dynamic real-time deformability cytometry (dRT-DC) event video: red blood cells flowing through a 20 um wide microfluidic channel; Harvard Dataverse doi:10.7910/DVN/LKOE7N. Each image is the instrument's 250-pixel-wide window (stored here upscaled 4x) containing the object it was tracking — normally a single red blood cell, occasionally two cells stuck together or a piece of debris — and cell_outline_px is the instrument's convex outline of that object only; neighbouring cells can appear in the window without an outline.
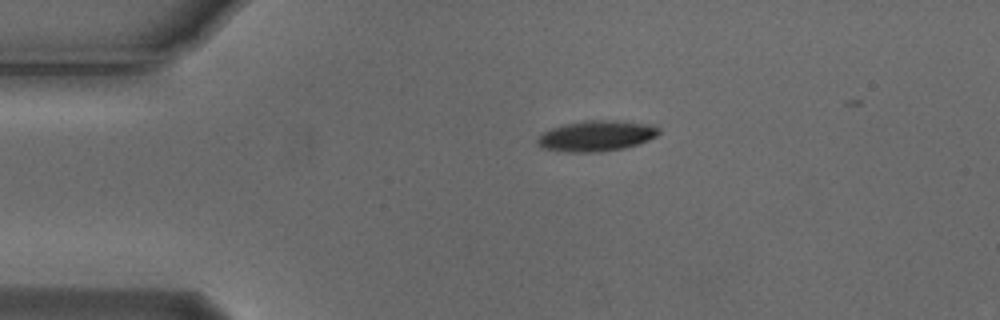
{"species": "Egyptian fruit bat (a non-hibernating species)", "species_latin": "Rousettus aegyptiacus", "temperature_condition": "cold", "stored_images_in_passage": 2, "camera_frame_rate_fps": 3000, "um_per_image_px": 0.085, "animal": {"sex": "male"}, "frame": {"image": 1, "passage_image": 1, "time_ms": 0.0, "image_size_px": [1000, 320], "cell_outline_px": [[660, 132], [656, 136], [648, 140], [624, 148], [600, 152], [568, 152], [540, 148], [536, 144], [536, 140], [544, 132], [552, 128], [564, 124], [584, 120], [616, 120], [648, 124], [660, 128]], "centroid_in_image_um": [50.66, 11.55], "position_along_channel_um": 34.3, "area_um2": 21.73}}